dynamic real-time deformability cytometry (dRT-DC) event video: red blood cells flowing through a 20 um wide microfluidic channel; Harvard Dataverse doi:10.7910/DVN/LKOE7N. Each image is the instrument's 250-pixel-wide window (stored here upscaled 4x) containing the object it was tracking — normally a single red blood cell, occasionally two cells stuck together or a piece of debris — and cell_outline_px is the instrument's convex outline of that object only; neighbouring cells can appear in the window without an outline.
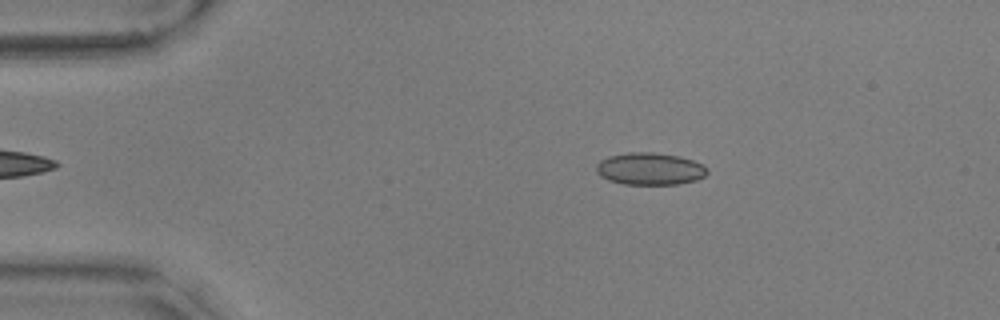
{"species": "common noctule bat (a hibernating species)", "species_latin": "Nyctalus noctula", "temperature_condition": "warm", "stored_images_in_passage": 51, "camera_frame_rate_fps": 3000, "um_per_image_px": 0.085, "animal": {"sex": "male", "body_mass_g": 17.9, "forearm_length_mm": 54.2}, "frame": {"image": 1, "passage_image": 5, "time_ms": 1.333, "image_size_px": [1000, 320], "cell_outline_px": [[708, 172], [704, 176], [696, 180], [676, 184], [624, 184], [608, 180], [600, 176], [596, 172], [596, 164], [600, 160], [608, 156], [628, 152], [652, 152], [680, 156], [704, 164], [708, 168]], "centroid_in_image_um": [55.23, 14.34], "position_along_channel_um": 29.8, "area_um2": 20.98}}
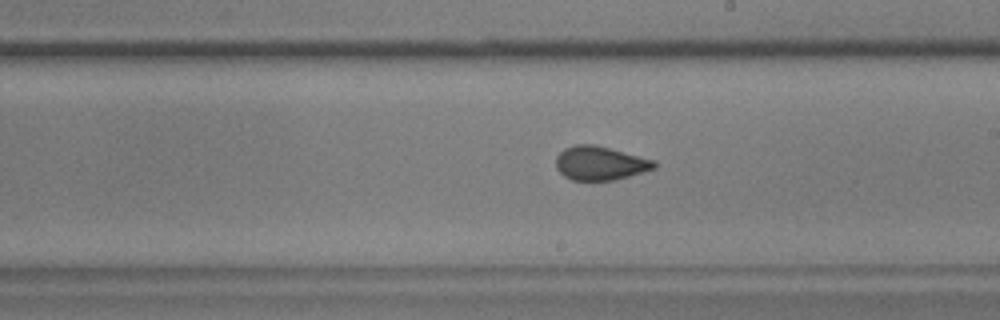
{"frame": {"image": 2, "passage_image": 27, "time_ms": 8.667, "image_size_px": [1000, 320], "cell_outline_px": [[656, 168], [628, 176], [612, 180], [572, 180], [564, 176], [556, 168], [556, 156], [564, 148], [576, 144], [592, 144], [656, 160]], "centroid_in_image_um": [50.99, 13.87], "position_along_channel_um": 238.0, "area_um2": 19.25}}
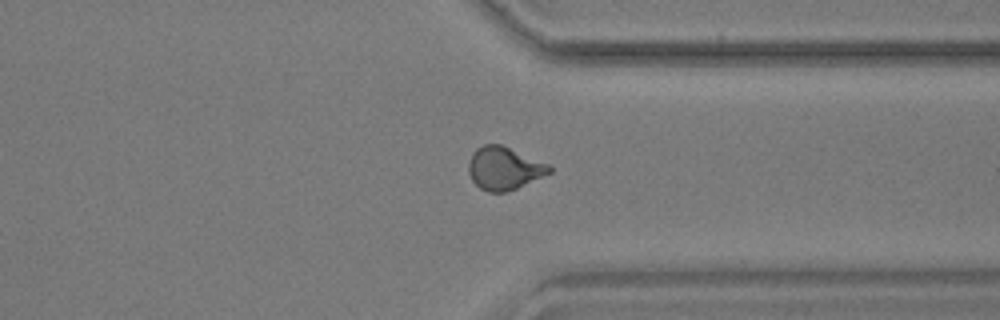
{"frame": {"image": 3, "passage_image": 38, "time_ms": 12.333, "image_size_px": [1000, 320], "cell_outline_px": [[552, 172], [516, 188], [504, 192], [488, 192], [480, 188], [472, 180], [468, 172], [468, 164], [472, 152], [476, 148], [484, 144], [500, 144], [548, 164], [552, 168]], "centroid_in_image_um": [42.82, 14.3], "position_along_channel_um": 368.6, "area_um2": 20.0}, "authors_computed_cell_mechanics": {"area_um2": 19.8254, "velocity_mm_per_s": 3.5744, "shape_relaxation_time_tau1_ms": null, "shape_relaxation_time_tau2_ms": 0.9939, "deformation_change_tau1": null, "deformation_change_tau2": 0.0543}}